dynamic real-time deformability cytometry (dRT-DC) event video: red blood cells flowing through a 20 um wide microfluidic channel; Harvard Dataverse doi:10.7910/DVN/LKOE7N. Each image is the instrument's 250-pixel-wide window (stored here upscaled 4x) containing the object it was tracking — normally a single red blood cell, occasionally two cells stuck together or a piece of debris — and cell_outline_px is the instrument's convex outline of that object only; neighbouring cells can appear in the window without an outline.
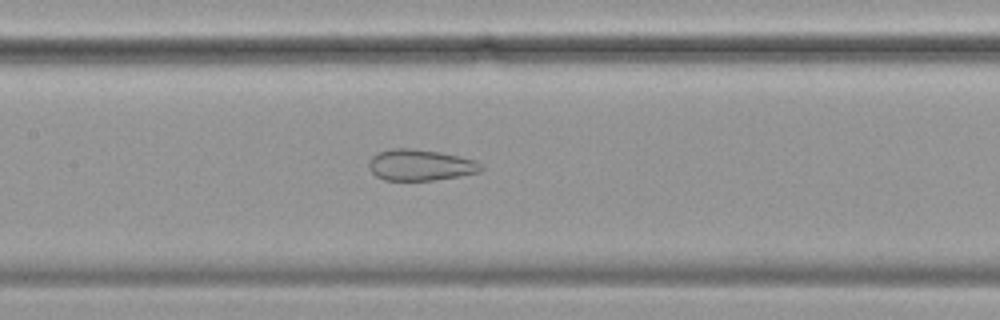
{"species": "common noctule bat (a hibernating species)", "species_latin": "Nyctalus noctula", "temperature_condition": "cold", "stored_images_in_passage": 56, "camera_frame_rate_fps": 3000, "um_per_image_px": 0.085, "animal": {"sex": "female", "body_mass_g": 19.9}, "frame": {"image": 1, "passage_image": 26, "time_ms": 8.333, "image_size_px": [1000, 320], "cell_outline_px": [[484, 168], [480, 172], [460, 176], [432, 180], [384, 180], [376, 176], [368, 168], [368, 160], [372, 156], [380, 152], [392, 148], [408, 148], [440, 152], [460, 156], [476, 160]], "centroid_in_image_um": [35.73, 14.03], "position_along_channel_um": 171.7, "area_um2": 20.46}}
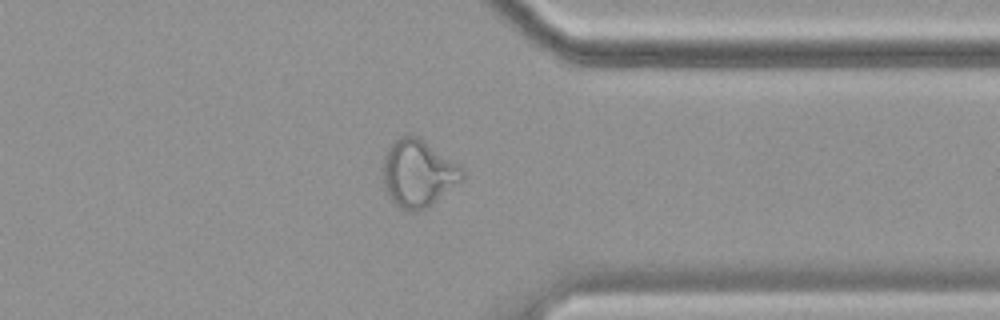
{"frame": {"image": 2, "passage_image": 44, "time_ms": 14.333, "image_size_px": [1000, 320], "cell_outline_px": [[464, 180], [424, 208], [412, 212], [400, 208], [388, 196], [384, 188], [384, 156], [388, 148], [400, 136], [408, 132], [420, 136], [460, 164], [464, 168]], "centroid_in_image_um": [35.57, 14.68], "position_along_channel_um": 375.8, "area_um2": 31.33}}
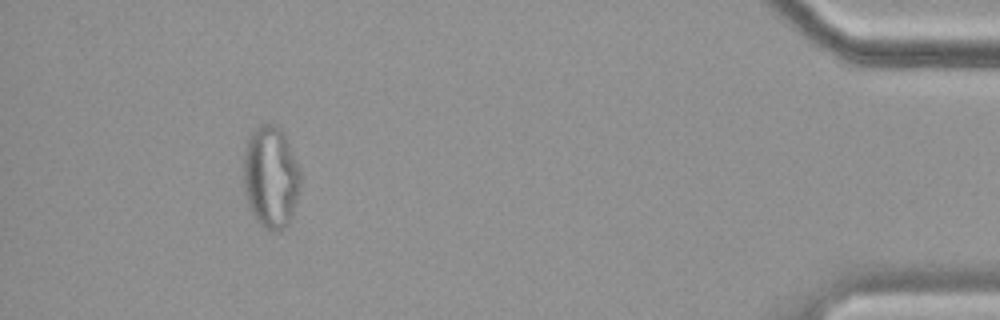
{"frame": {"image": 3, "passage_image": 52, "time_ms": 17.0, "image_size_px": [1000, 320], "cell_outline_px": [[300, 184], [292, 212], [288, 224], [284, 228], [276, 232], [272, 232], [264, 228], [256, 220], [252, 212], [244, 192], [244, 152], [248, 140], [252, 132], [260, 124], [272, 124], [280, 128], [284, 132], [300, 168]], "centroid_in_image_um": [23.02, 15.04], "position_along_channel_um": 412.2, "area_um2": 33.76}}